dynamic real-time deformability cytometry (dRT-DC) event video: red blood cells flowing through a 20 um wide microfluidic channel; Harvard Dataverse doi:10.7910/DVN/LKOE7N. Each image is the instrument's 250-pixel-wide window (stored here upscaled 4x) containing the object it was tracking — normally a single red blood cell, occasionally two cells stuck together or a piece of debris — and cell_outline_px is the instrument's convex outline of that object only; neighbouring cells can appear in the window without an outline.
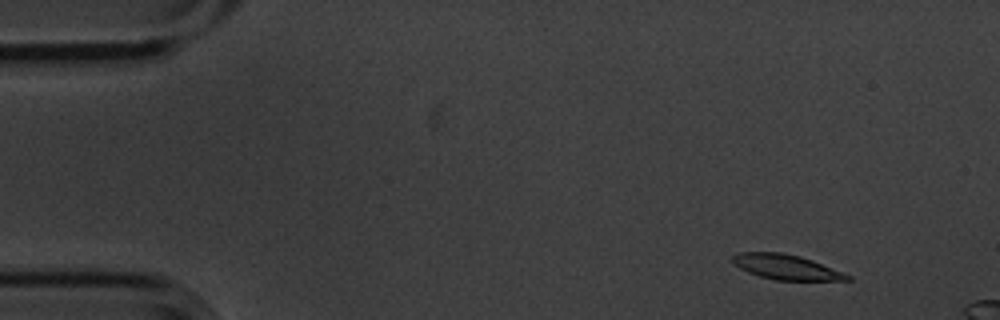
{"species": "common noctule bat (a hibernating species)", "species_latin": "Nyctalus noctula", "temperature_condition": "cold", "stored_images_in_passage": 4, "camera_frame_rate_fps": 3000, "um_per_image_px": 0.085, "animal": {"sex": "male", "body_mass_g": 20.1, "forearm_length_mm": 53.5}, "frame": {"image": 1, "passage_image": 1, "time_ms": 0.0, "image_size_px": [1000, 320], "cell_outline_px": [[852, 280], [776, 280], [760, 276], [748, 272], [732, 264], [732, 256], [740, 252], [784, 252], [800, 256], [812, 260], [852, 276]], "centroid_in_image_um": [66.8, 22.69], "position_along_channel_um": 18.2, "area_um2": 16.65}}